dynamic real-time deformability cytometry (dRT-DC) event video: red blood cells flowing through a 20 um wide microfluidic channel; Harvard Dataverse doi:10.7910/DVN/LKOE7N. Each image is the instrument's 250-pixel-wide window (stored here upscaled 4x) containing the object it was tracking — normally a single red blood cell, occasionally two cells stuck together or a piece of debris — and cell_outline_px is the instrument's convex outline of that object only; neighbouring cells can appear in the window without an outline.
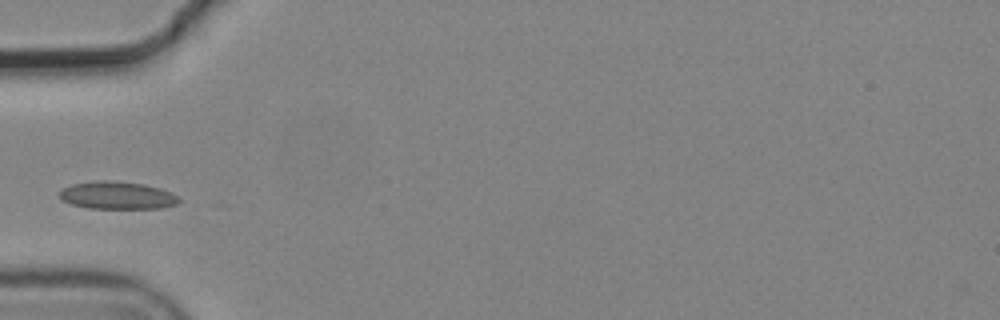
{"species": "common noctule bat (a hibernating species)", "species_latin": "Nyctalus noctula", "temperature_condition": "cold", "stored_images_in_passage": 4, "camera_frame_rate_fps": 3000, "um_per_image_px": 0.085, "animal": {"sex": "male", "body_mass_g": 19.2, "forearm_length_mm": 51.8}, "frame": {"image": 1, "passage_image": 3, "time_ms": 0.667, "image_size_px": [1000, 320], "cell_outline_px": [[180, 200], [176, 204], [160, 208], [88, 208], [72, 204], [64, 200], [60, 196], [60, 192], [64, 188], [72, 184], [96, 180], [112, 180], [144, 184], [160, 188], [172, 192]], "centroid_in_image_um": [9.98, 16.59], "position_along_channel_um": 75.0, "area_um2": 19.07}}
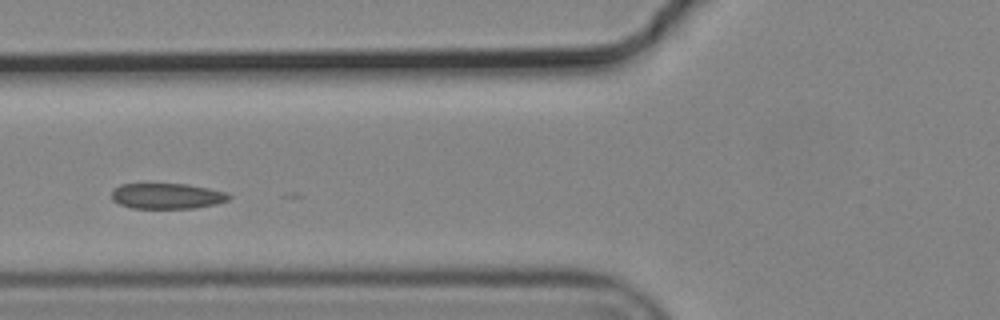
{"frame": {"image": 2, "passage_image": 4, "time_ms": 1.0, "image_size_px": [1000, 320], "cell_outline_px": [[232, 196], [228, 200], [216, 204], [196, 208], [132, 208], [120, 204], [112, 200], [112, 188], [120, 184], [188, 184], [228, 192]], "centroid_in_image_um": [14.21, 16.66], "position_along_channel_um": 111.6, "area_um2": 17.63}}